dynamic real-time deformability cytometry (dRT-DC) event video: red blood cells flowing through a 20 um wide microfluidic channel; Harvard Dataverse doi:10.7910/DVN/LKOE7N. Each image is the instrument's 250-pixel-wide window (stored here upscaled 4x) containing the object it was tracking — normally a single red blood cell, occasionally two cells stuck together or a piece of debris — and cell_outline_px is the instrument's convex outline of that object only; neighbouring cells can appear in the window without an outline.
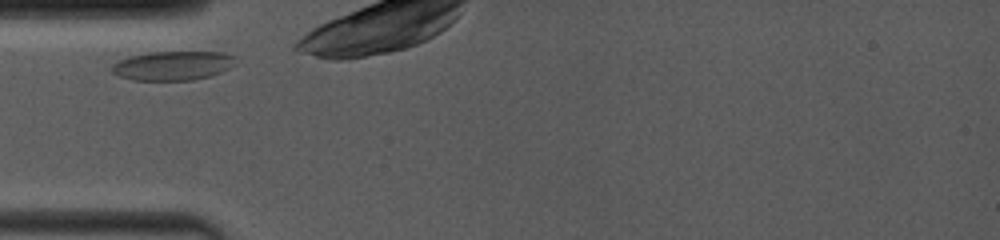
{"species": "common noctule bat (a hibernating species)", "species_latin": "Nyctalus noctula", "temperature_condition": "room temperature", "stored_images_in_passage": 2, "camera_frame_rate_fps": 4000, "um_per_image_px": 0.085, "animal": {"sex": "female", "body_mass_g": 19.0, "forearm_length_mm": 53.3}, "frame": {"image": 1, "passage_image": 1, "time_ms": 0.0, "image_size_px": [1000, 240], "cell_outline_px": [[236, 64], [220, 72], [208, 76], [192, 80], [132, 80], [120, 76], [112, 72], [112, 64], [116, 60], [128, 56], [148, 52], [224, 52], [236, 56]], "centroid_in_image_um": [14.67, 5.56], "position_along_channel_um": 70.3, "area_um2": 21.15}}